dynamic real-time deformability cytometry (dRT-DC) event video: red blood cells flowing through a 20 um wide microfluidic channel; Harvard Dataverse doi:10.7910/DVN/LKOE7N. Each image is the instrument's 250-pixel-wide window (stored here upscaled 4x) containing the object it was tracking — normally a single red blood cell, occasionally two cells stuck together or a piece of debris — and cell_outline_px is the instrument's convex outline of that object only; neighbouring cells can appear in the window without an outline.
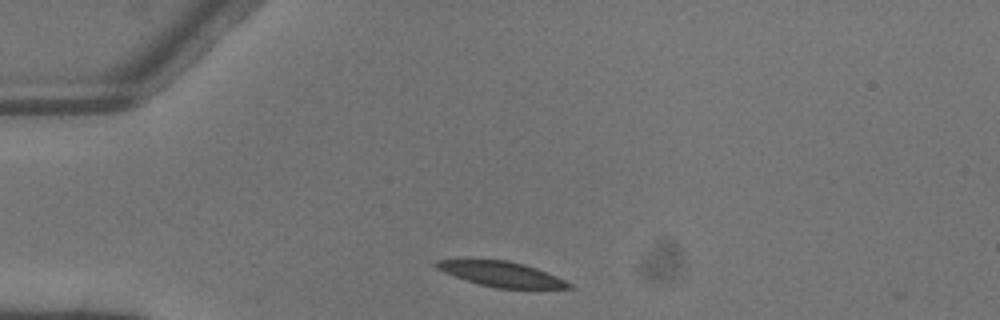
{"species": "common noctule bat (a hibernating species)", "species_latin": "Nyctalus noctula", "temperature_condition": "warm", "stored_images_in_passage": 3, "segment_of_instrument_passage": [2, 2], "camera_frame_rate_fps": 3000, "um_per_image_px": 0.085, "animal": {"sex": "male", "body_mass_g": 13.3}, "frame": {"image": 1, "passage_image": 3, "time_ms": 0.667, "image_size_px": [1000, 320], "cell_outline_px": [[576, 288], [496, 288], [480, 284], [456, 276], [436, 268], [432, 264], [436, 260], [508, 260], [524, 264], [536, 268], [556, 276], [572, 284]], "centroid_in_image_um": [42.65, 23.29], "position_along_channel_um": 42.4, "area_um2": 18.96}}